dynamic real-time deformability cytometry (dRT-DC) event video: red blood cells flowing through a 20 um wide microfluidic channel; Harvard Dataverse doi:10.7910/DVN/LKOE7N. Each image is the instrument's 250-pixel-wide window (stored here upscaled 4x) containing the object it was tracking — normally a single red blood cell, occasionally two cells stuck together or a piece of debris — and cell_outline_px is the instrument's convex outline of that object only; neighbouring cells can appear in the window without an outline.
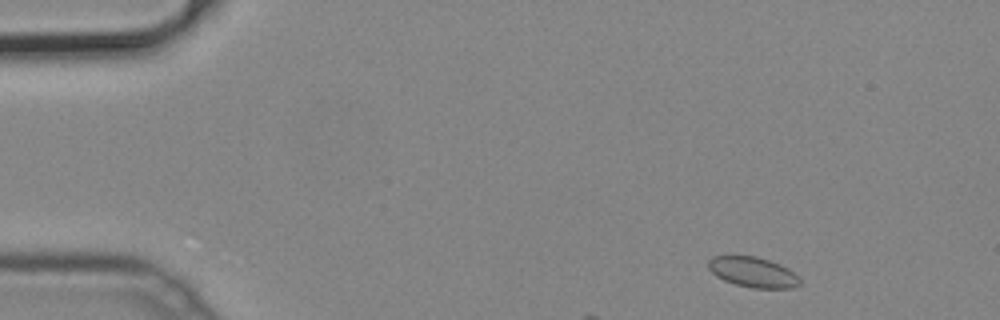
{"species": "common noctule bat (a hibernating species)", "species_latin": "Nyctalus noctula", "temperature_condition": "cold", "stored_images_in_passage": 11, "camera_frame_rate_fps": 3000, "um_per_image_px": 0.085, "animal": {"sex": "male", "body_mass_g": 19.2, "forearm_length_mm": 51.8}, "frame": {"image": 1, "passage_image": 3, "time_ms": 0.667, "image_size_px": [1000, 320], "cell_outline_px": [[800, 284], [788, 288], [752, 288], [736, 284], [724, 280], [716, 276], [708, 268], [708, 260], [712, 256], [756, 256], [780, 264], [788, 268], [800, 280]], "centroid_in_image_um": [63.97, 23.12], "position_along_channel_um": 21.0, "area_um2": 15.95}}